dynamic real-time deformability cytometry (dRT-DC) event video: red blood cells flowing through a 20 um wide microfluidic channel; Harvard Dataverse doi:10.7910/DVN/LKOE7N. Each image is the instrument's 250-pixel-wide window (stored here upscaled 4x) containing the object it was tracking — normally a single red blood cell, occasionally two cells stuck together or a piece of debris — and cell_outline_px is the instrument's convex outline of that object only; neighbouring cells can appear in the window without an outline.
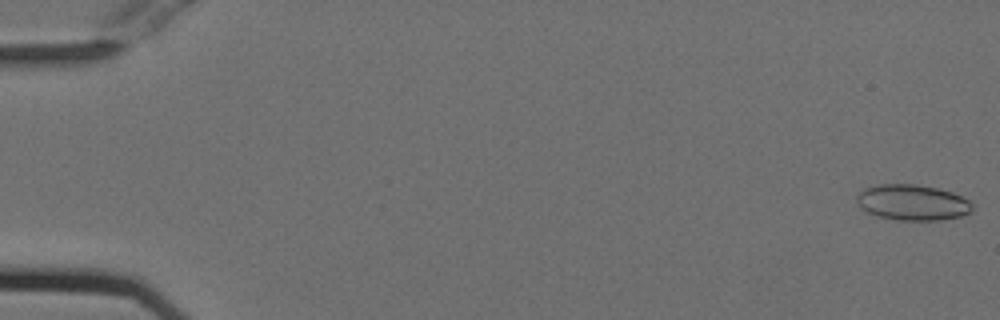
{"species": "Egyptian fruit bat (a non-hibernating species)", "species_latin": "Rousettus aegyptiacus", "temperature_condition": "cold", "stored_images_in_passage": 54, "camera_frame_rate_fps": 3000, "um_per_image_px": 0.085, "animal": {"sex": "female"}, "frame": {"image": 1, "passage_image": 1, "time_ms": 0.0, "image_size_px": [1000, 320], "cell_outline_px": [[972, 212], [960, 216], [940, 220], [896, 220], [880, 216], [868, 212], [856, 200], [856, 196], [864, 188], [880, 184], [916, 184], [936, 188], [952, 192], [968, 200], [972, 204]], "centroid_in_image_um": [77.58, 17.2], "position_along_channel_um": 7.4, "area_um2": 23.81}}
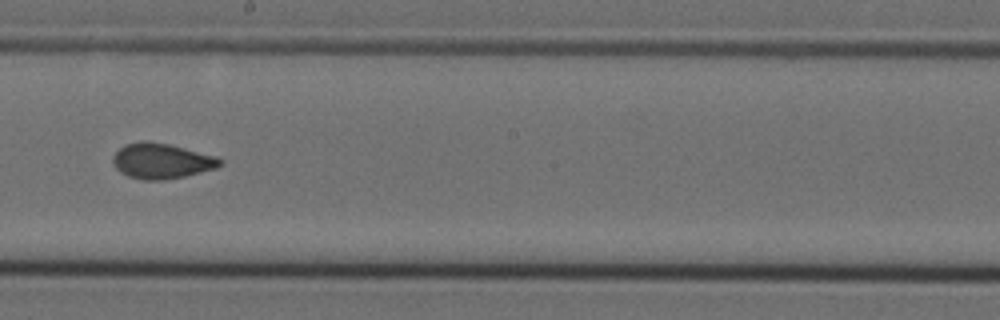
{"frame": {"image": 2, "passage_image": 31, "time_ms": 10.0, "image_size_px": [1000, 320], "cell_outline_px": [[224, 164], [216, 168], [184, 176], [164, 180], [144, 180], [128, 176], [120, 172], [112, 164], [112, 156], [124, 144], [140, 140], [144, 140], [168, 144], [216, 156], [224, 160]], "centroid_in_image_um": [13.72, 13.68], "position_along_channel_um": 234.5, "area_um2": 22.2}}
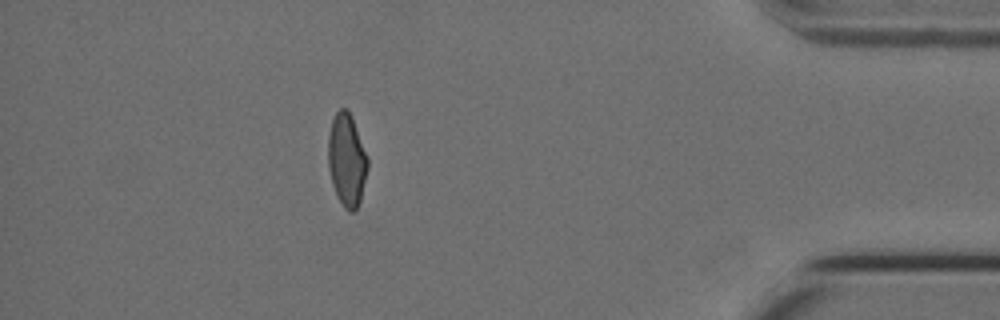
{"frame": {"image": 3, "passage_image": 48, "time_ms": 15.667, "image_size_px": [1000, 320], "cell_outline_px": [[368, 168], [360, 200], [356, 212], [348, 212], [344, 208], [336, 196], [332, 184], [328, 168], [328, 136], [332, 120], [336, 112], [340, 108], [348, 108], [352, 116], [368, 156]], "centroid_in_image_um": [29.48, 13.6], "position_along_channel_um": 405.7, "area_um2": 21.73}, "authors_computed_cell_mechanics": {"area_um2": 21.8195, "velocity_mm_per_s": 3.7914, "shape_relaxation_time_tau1_ms": 9.7079, "shape_relaxation_time_tau2_ms": 1.0282, "deformation_change_tau1": 0.1623, "deformation_change_tau2": 0.0502}}